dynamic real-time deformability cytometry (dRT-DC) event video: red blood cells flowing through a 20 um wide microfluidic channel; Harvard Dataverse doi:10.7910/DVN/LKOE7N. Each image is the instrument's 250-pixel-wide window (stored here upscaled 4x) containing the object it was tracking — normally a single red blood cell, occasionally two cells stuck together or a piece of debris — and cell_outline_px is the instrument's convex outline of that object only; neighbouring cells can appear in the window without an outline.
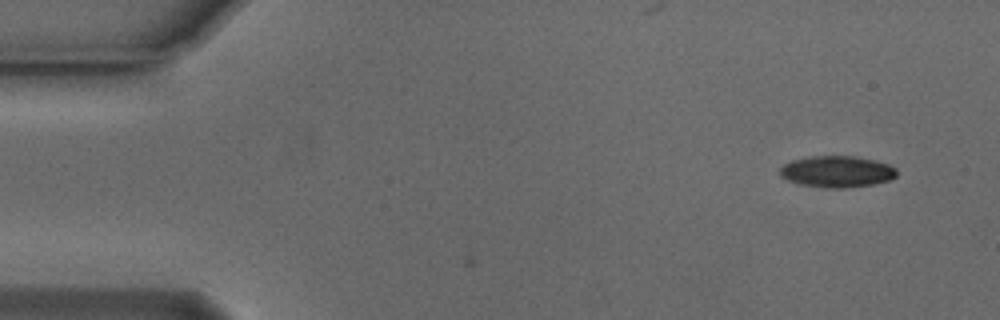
{"species": "Egyptian fruit bat (a non-hibernating species)", "species_latin": "Rousettus aegyptiacus", "temperature_condition": "cold", "stored_images_in_passage": 4, "camera_frame_rate_fps": 3000, "um_per_image_px": 0.085, "animal": {"sex": "male"}, "frame": {"image": 1, "passage_image": 4, "time_ms": 1.0, "image_size_px": [1000, 320], "cell_outline_px": [[896, 176], [888, 180], [872, 184], [844, 188], [824, 188], [800, 184], [788, 180], [780, 176], [780, 168], [784, 164], [792, 160], [812, 156], [856, 156], [876, 160], [888, 164], [896, 168]], "centroid_in_image_um": [71.13, 14.58], "position_along_channel_um": 13.9, "area_um2": 21.39}}